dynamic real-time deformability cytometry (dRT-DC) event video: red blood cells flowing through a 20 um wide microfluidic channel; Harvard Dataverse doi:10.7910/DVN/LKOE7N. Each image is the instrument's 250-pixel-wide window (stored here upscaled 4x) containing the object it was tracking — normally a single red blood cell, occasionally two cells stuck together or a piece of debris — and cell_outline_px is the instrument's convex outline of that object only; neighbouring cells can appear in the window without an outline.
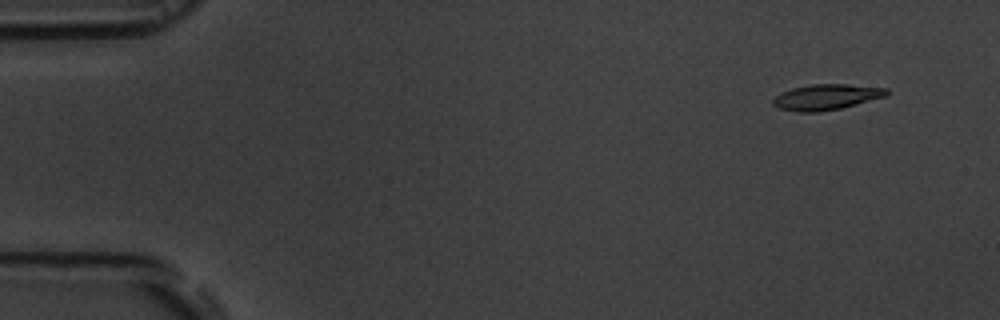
{"species": "common noctule bat (a hibernating species)", "species_latin": "Nyctalus noctula", "temperature_condition": "room temperature", "stored_images_in_passage": 5, "camera_frame_rate_fps": 3000, "um_per_image_px": 0.085, "animal": {"sex": "male", "body_mass_g": 19.5, "forearm_length_mm": 54.6}, "frame": {"image": 1, "passage_image": 2, "time_ms": 1.333, "image_size_px": [1000, 320], "cell_outline_px": [[888, 96], [840, 108], [820, 112], [796, 112], [780, 108], [772, 104], [772, 100], [780, 92], [792, 88], [812, 84], [848, 84], [888, 88]], "centroid_in_image_um": [70.24, 8.24], "position_along_channel_um": 14.8, "area_um2": 17.05}}